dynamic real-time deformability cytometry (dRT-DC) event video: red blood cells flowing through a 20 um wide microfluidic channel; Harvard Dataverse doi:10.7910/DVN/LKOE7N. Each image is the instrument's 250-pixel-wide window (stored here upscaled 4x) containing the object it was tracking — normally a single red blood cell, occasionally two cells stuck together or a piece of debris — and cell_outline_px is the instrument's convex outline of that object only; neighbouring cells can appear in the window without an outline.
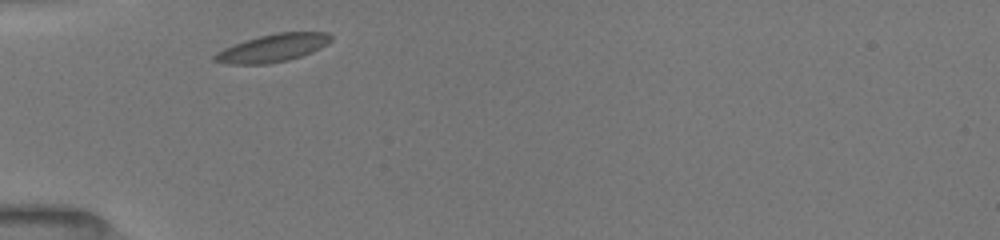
{"species": "common noctule bat (a hibernating species)", "species_latin": "Nyctalus noctula", "temperature_condition": "room temperature", "stored_images_in_passage": 4, "camera_frame_rate_fps": 3000, "um_per_image_px": 0.085, "animal": {"sex": "female", "body_mass_g": 19.5, "forearm_length_mm": 54.1}, "frame": {"image": 1, "passage_image": 1, "time_ms": 0.0, "image_size_px": [1000, 240], "cell_outline_px": [[332, 40], [320, 48], [312, 52], [288, 60], [268, 64], [228, 64], [212, 60], [212, 56], [216, 52], [232, 44], [244, 40], [276, 32], [328, 32], [332, 36]], "centroid_in_image_um": [23.15, 4.08], "position_along_channel_um": 61.8, "area_um2": 18.96}}